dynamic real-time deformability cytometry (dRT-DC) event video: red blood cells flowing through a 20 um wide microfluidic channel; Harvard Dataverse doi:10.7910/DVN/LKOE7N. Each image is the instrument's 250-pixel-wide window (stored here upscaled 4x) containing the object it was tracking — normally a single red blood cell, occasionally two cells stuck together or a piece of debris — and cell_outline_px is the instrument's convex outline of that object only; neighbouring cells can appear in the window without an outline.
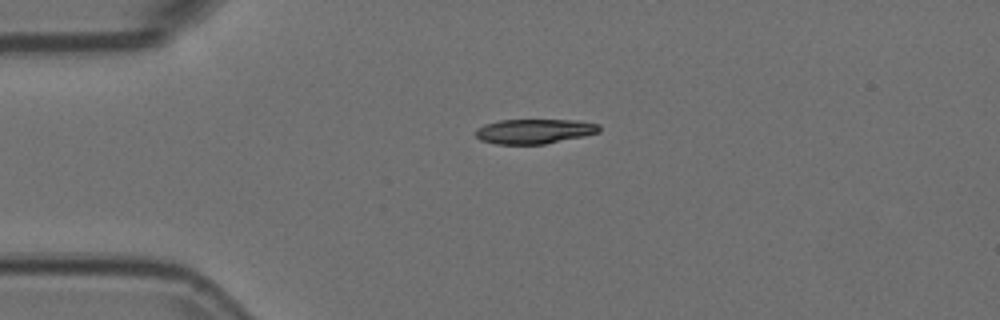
{"species": "Egyptian fruit bat (a non-hibernating species)", "species_latin": "Rousettus aegyptiacus", "temperature_condition": "room temperature", "stored_images_in_passage": 2, "camera_frame_rate_fps": 3000, "um_per_image_px": 0.085, "animal": {"sex": "female"}, "frame": {"image": 1, "passage_image": 1, "time_ms": 0.0, "image_size_px": [1000, 320], "cell_outline_px": [[600, 132], [584, 136], [544, 144], [496, 144], [480, 140], [476, 136], [476, 128], [484, 124], [500, 120], [576, 120], [600, 124]], "centroid_in_image_um": [45.42, 11.16], "position_along_channel_um": 39.6, "area_um2": 17.86}}